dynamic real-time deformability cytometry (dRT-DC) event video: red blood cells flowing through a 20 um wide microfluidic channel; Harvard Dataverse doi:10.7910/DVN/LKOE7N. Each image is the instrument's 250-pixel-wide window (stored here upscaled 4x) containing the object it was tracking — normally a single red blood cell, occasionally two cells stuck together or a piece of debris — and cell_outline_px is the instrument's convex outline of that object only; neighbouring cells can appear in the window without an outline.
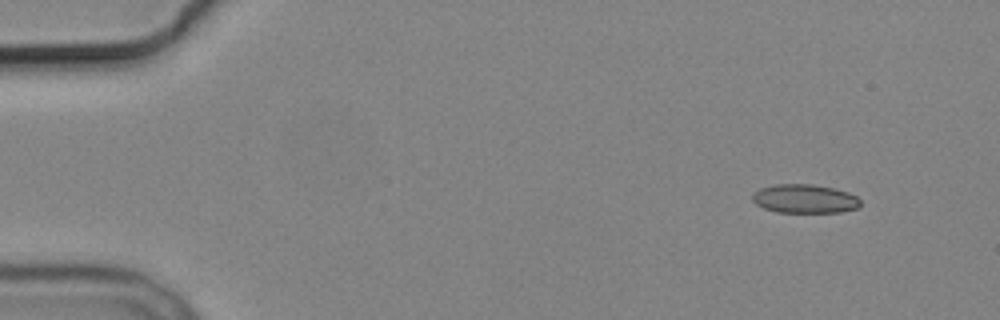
{"species": "common noctule bat (a hibernating species)", "species_latin": "Nyctalus noctula", "temperature_condition": "cold", "stored_images_in_passage": 5, "camera_frame_rate_fps": 3000, "um_per_image_px": 0.085, "animal": {"sex": "male", "body_mass_g": 19.2, "forearm_length_mm": 51.8}, "frame": {"image": 1, "passage_image": 2, "time_ms": 1.0, "image_size_px": [1000, 320], "cell_outline_px": [[860, 204], [856, 208], [840, 212], [776, 212], [764, 208], [756, 204], [752, 200], [752, 192], [760, 188], [776, 184], [812, 184], [832, 188], [848, 192], [856, 196], [860, 200]], "centroid_in_image_um": [68.36, 16.89], "position_along_channel_um": 16.6, "area_um2": 18.09}}
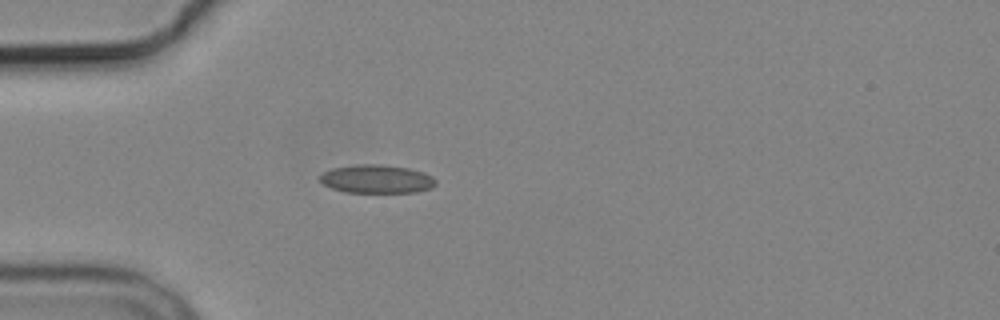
{"frame": {"image": 2, "passage_image": 5, "time_ms": 4.667, "image_size_px": [1000, 320], "cell_outline_px": [[436, 184], [432, 188], [416, 192], [344, 192], [332, 188], [324, 184], [320, 180], [320, 176], [324, 172], [332, 168], [356, 164], [380, 164], [408, 168], [424, 172], [432, 176], [436, 180]], "centroid_in_image_um": [32.04, 15.21], "position_along_channel_um": 53.0, "area_um2": 19.19}}